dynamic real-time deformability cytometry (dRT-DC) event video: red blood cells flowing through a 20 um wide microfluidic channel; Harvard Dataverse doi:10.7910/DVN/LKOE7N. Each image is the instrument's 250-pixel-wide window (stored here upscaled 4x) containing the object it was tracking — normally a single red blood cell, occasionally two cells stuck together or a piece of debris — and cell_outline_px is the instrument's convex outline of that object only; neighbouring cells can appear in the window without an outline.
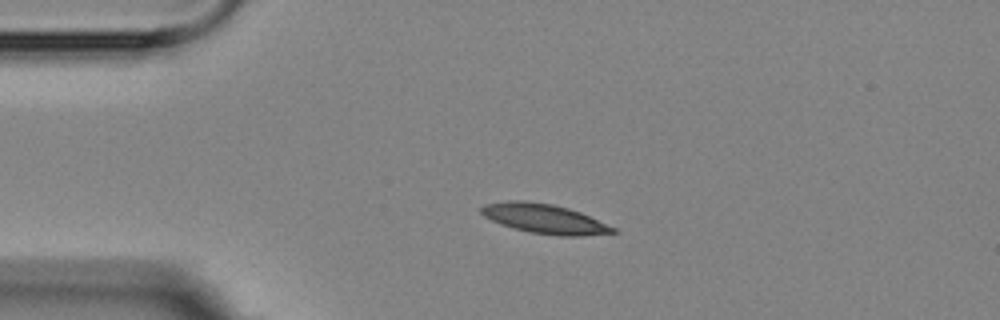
{"species": "Egyptian fruit bat (a non-hibernating species)", "species_latin": "Rousettus aegyptiacus", "temperature_condition": "room temperature", "stored_images_in_passage": 3, "camera_frame_rate_fps": 3000, "um_per_image_px": 0.085, "animal": {"sex": "female"}, "frame": {"image": 1, "passage_image": 3, "time_ms": 2.333, "image_size_px": [1000, 320], "cell_outline_px": [[620, 232], [584, 236], [556, 236], [532, 232], [512, 228], [500, 224], [484, 216], [480, 212], [480, 208], [484, 204], [508, 200], [524, 200], [552, 204], [568, 208], [580, 212], [616, 228]], "centroid_in_image_um": [46.28, 18.59], "position_along_channel_um": 38.7, "area_um2": 22.77}}